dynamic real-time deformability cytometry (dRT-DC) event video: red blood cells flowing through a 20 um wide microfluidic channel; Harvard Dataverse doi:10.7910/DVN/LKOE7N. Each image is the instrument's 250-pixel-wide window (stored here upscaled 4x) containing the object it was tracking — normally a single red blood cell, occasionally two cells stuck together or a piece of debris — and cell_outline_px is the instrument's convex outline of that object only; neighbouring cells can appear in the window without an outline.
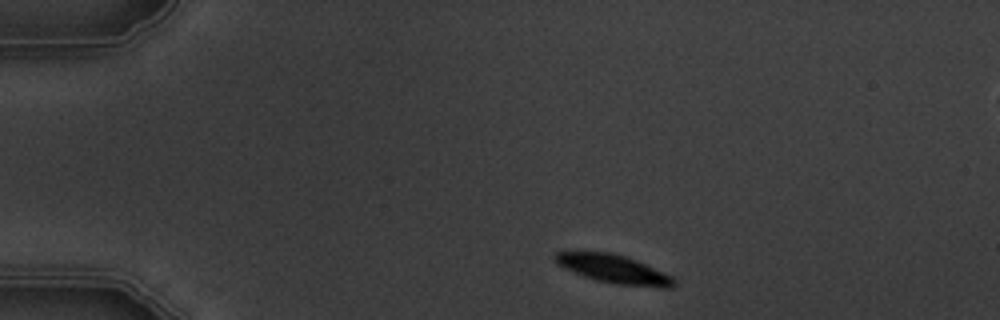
{"species": "common noctule bat (a hibernating species)", "species_latin": "Nyctalus noctula", "temperature_condition": "warm", "stored_images_in_passage": 4, "segment_of_instrument_passage": [1, 2], "camera_frame_rate_fps": 3000, "um_per_image_px": 0.085, "animal": {"sex": "male", "body_mass_g": 19.5, "forearm_length_mm": 54.6}, "frame": {"image": 1, "passage_image": 1, "time_ms": 0.0, "image_size_px": [1000, 320], "cell_outline_px": [[676, 284], [672, 288], [660, 288], [616, 284], [596, 280], [584, 276], [564, 268], [556, 264], [552, 256], [556, 252], [612, 252], [636, 260], [664, 272], [672, 276], [676, 280]], "centroid_in_image_um": [52.19, 22.88], "position_along_channel_um": 32.8, "area_um2": 19.83}}